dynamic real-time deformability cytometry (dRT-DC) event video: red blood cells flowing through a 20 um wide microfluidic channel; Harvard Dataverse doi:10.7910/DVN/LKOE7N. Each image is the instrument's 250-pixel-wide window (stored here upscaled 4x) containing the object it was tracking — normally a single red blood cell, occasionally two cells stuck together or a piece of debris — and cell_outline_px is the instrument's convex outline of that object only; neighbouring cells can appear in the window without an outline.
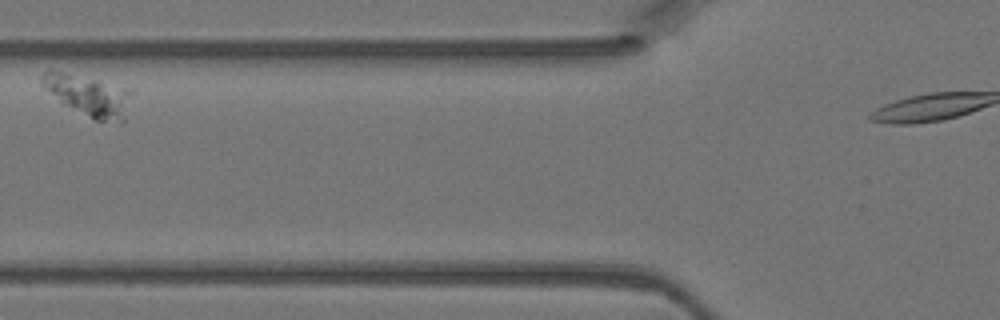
{"species": "Egyptian fruit bat (a non-hibernating species)", "species_latin": "Rousettus aegyptiacus", "temperature_condition": "warm", "stored_images_in_passage": 6, "camera_frame_rate_fps": 3000, "um_per_image_px": 0.085, "animal": {"sex": "female"}, "frame": {"image": 1, "passage_image": 4, "time_ms": 1.0, "image_size_px": [1000, 320], "cell_outline_px": [[124, 124], [120, 124], [96, 120], [64, 104], [44, 88], [40, 84], [40, 76], [48, 68], [52, 68], [96, 80], [108, 92], [124, 116]], "centroid_in_image_um": [6.98, 8.1], "position_along_channel_um": 118.8, "area_um2": 17.86}}
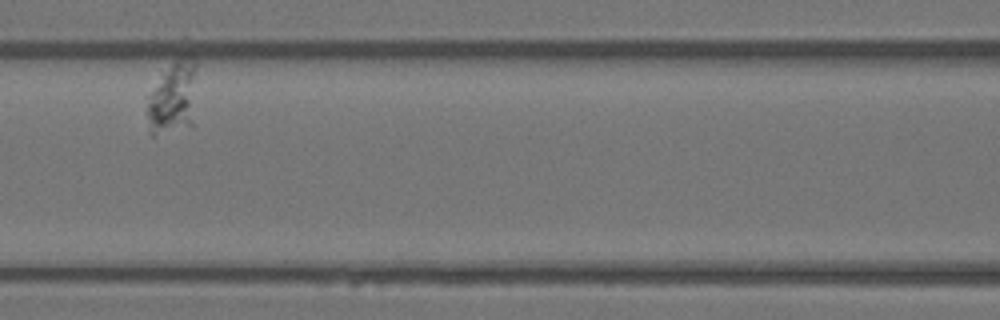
{"frame": {"image": 2, "passage_image": 5, "time_ms": 1.333, "image_size_px": [1000, 320], "cell_outline_px": [[196, 68], [192, 128], [152, 136], [144, 96], [172, 64], [176, 60], [196, 60]], "centroid_in_image_um": [14.67, 8.41], "position_along_channel_um": 151.9, "area_um2": 21.04}}